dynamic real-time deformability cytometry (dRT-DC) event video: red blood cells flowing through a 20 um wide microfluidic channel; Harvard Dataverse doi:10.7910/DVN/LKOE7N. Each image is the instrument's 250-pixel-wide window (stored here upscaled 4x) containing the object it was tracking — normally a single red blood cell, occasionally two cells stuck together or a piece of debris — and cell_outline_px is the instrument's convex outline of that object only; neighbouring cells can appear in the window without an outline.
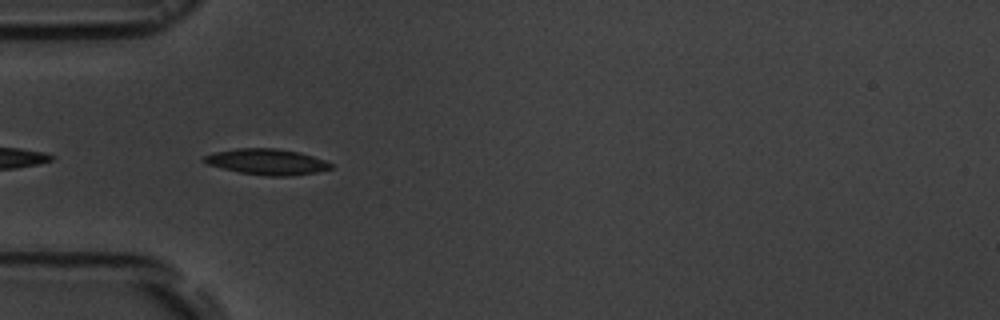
{"species": "common noctule bat (a hibernating species)", "species_latin": "Nyctalus noctula", "temperature_condition": "room temperature", "stored_images_in_passage": 2, "camera_frame_rate_fps": 3000, "um_per_image_px": 0.085, "animal": {"sex": "male", "body_mass_g": 19.5, "forearm_length_mm": 54.6}, "frame": {"image": 1, "passage_image": 2, "time_ms": 0.333, "image_size_px": [1000, 320], "cell_outline_px": [[332, 168], [316, 172], [288, 176], [272, 176], [240, 172], [208, 164], [200, 160], [204, 156], [212, 152], [236, 148], [276, 148], [300, 152], [324, 160], [332, 164]], "centroid_in_image_um": [22.66, 13.73], "position_along_channel_um": 62.3, "area_um2": 18.96}}